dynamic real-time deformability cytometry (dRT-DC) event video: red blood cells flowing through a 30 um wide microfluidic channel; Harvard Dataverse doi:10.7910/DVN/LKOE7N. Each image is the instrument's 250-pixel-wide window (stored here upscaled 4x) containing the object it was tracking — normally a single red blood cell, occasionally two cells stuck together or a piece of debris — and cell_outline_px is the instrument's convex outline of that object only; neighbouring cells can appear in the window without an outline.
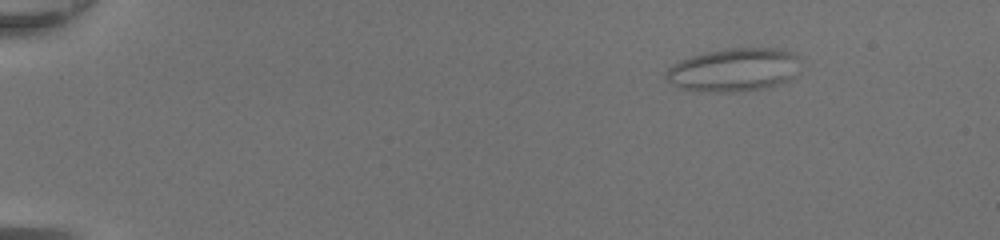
{"species": "common noctule bat (a hibernating species)", "species_latin": "Nyctalus noctula", "temperature_condition": "room temperature", "stored_images_in_passage": 43, "camera_frame_rate_fps": 3000, "um_per_image_px": 0.085, "animal": {"sex": "female", "body_mass_g": 20.0, "forearm_length_mm": 54.0}, "frame": {"image": 1, "passage_image": 1, "time_ms": 0.0, "image_size_px": [1000, 240], "cell_outline_px": [[804, 60], [800, 72], [788, 80], [780, 84], [764, 88], [736, 92], [716, 92], [680, 88], [672, 84], [664, 76], [664, 72], [672, 64], [680, 60], [692, 56], [708, 52], [728, 48], [780, 48], [792, 52], [800, 56]], "centroid_in_image_um": [62.47, 5.92], "position_along_channel_um": 22.5, "area_um2": 34.51}}
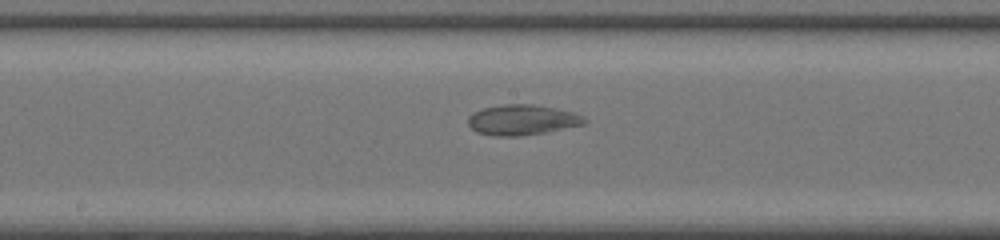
{"frame": {"image": 2, "passage_image": 22, "time_ms": 7.0, "image_size_px": [1000, 240], "cell_outline_px": [[588, 120], [584, 124], [544, 132], [516, 136], [496, 136], [476, 132], [468, 124], [468, 116], [472, 112], [484, 108], [504, 104], [532, 104], [572, 112], [584, 116]], "centroid_in_image_um": [44.35, 10.19], "position_along_channel_um": 203.8, "area_um2": 20.35}}
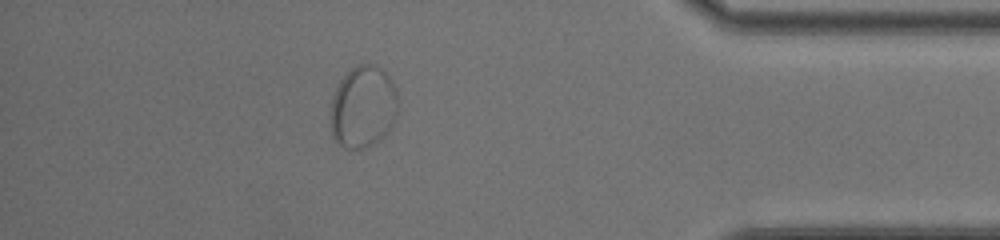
{"frame": {"image": 3, "passage_image": 38, "time_ms": 12.333, "image_size_px": [1000, 240], "cell_outline_px": [[400, 112], [384, 136], [380, 140], [364, 148], [344, 148], [332, 136], [328, 116], [332, 96], [340, 80], [352, 68], [360, 64], [376, 64], [392, 80], [396, 88], [400, 100]], "centroid_in_image_um": [30.88, 9.09], "position_along_channel_um": 404.3, "area_um2": 33.06}}